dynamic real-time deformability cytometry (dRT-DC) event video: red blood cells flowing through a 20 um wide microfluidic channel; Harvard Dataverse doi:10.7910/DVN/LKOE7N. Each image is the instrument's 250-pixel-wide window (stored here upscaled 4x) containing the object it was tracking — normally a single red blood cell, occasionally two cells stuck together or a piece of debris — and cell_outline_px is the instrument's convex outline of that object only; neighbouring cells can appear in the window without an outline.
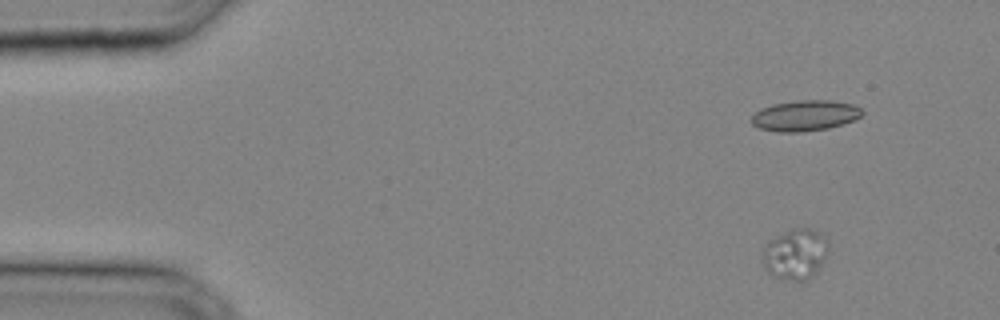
{"species": "common noctule bat (a hibernating species)", "species_latin": "Nyctalus noctula", "temperature_condition": "cold", "stored_images_in_passage": 33, "camera_frame_rate_fps": 3000, "um_per_image_px": 0.085, "animal": {"sex": "male", "body_mass_g": 20.4}, "frame": {"image": 1, "passage_image": 2, "time_ms": 0.333, "image_size_px": [1000, 320], "cell_outline_px": [[828, 252], [816, 272], [808, 280], [792, 280], [776, 276], [768, 272], [764, 264], [764, 248], [772, 240], [792, 228], [808, 228], [824, 236], [828, 240]], "centroid_in_image_um": [67.65, 21.6], "position_along_channel_um": 17.3, "area_um2": 18.79}}
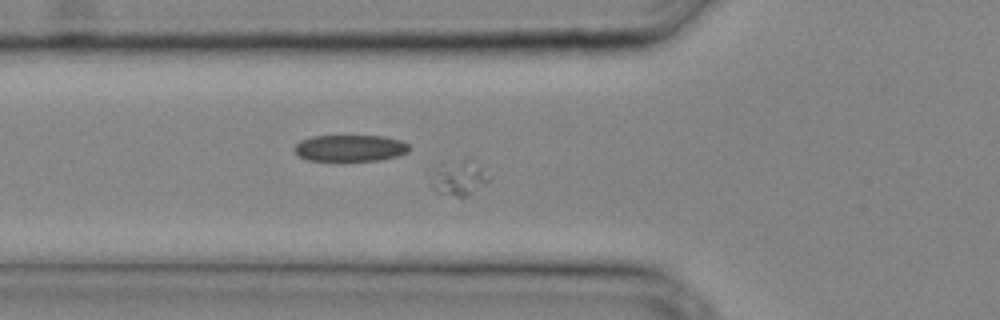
{"frame": {"image": 2, "passage_image": 11, "time_ms": 3.333, "image_size_px": [1000, 320], "cell_outline_px": [[488, 180], [468, 196], [456, 196], [440, 192], [432, 188], [428, 184], [440, 164], [444, 160], [464, 156], [468, 156], [480, 168]], "centroid_in_image_um": [38.92, 15.05], "position_along_channel_um": 86.9, "area_um2": 11.73}}
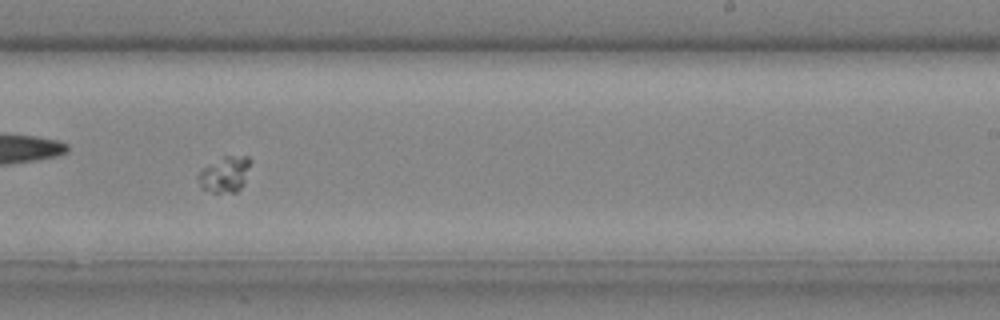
{"frame": {"image": 3, "passage_image": 21, "time_ms": 6.667, "image_size_px": [1000, 320], "cell_outline_px": [[252, 160], [244, 184], [236, 192], [212, 192], [200, 188], [196, 176], [200, 168], [224, 156], [248, 156]], "centroid_in_image_um": [19.08, 14.81], "position_along_channel_um": 269.9, "area_um2": 11.16}}